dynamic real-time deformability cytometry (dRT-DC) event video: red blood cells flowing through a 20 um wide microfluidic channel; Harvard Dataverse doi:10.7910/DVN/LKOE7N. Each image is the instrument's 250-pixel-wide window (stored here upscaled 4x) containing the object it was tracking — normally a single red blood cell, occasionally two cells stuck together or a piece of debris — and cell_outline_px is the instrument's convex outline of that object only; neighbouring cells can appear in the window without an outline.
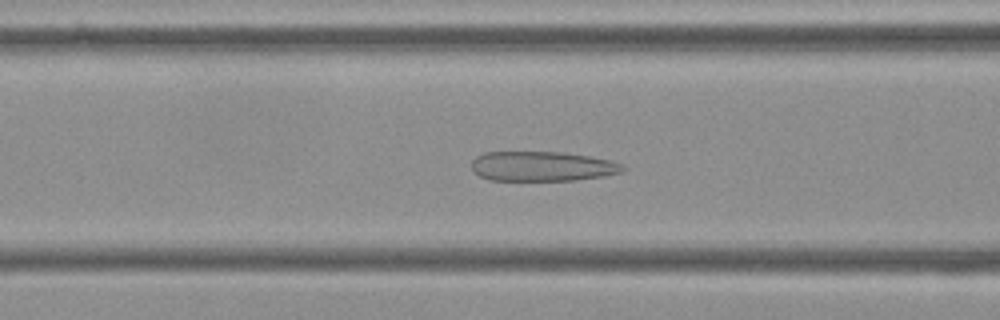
{"species": "Egyptian fruit bat (a non-hibernating species)", "species_latin": "Rousettus aegyptiacus", "temperature_condition": "cold", "stored_images_in_passage": 48, "camera_frame_rate_fps": 3000, "um_per_image_px": 0.085, "frame": {"image": 1, "passage_image": 14, "time_ms": 4.333, "image_size_px": [1000, 320], "cell_outline_px": [[628, 168], [620, 172], [604, 176], [576, 180], [488, 180], [472, 172], [472, 160], [476, 156], [484, 152], [560, 152], [588, 156], [612, 160], [624, 164]], "centroid_in_image_um": [46.09, 14.13], "position_along_channel_um": 120.5, "area_um2": 26.41}}
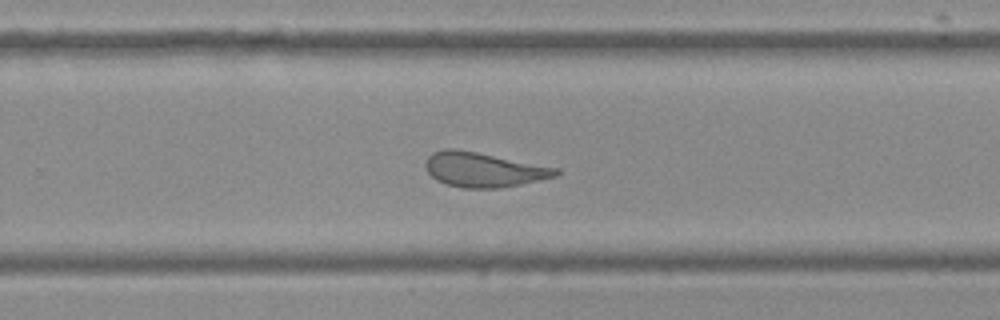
{"frame": {"image": 2, "passage_image": 28, "time_ms": 9.0, "image_size_px": [1000, 320], "cell_outline_px": [[560, 172], [556, 176], [520, 184], [500, 188], [464, 188], [448, 184], [436, 180], [428, 172], [424, 164], [428, 156], [432, 152], [444, 148], [456, 148], [560, 168]], "centroid_in_image_um": [41.09, 14.41], "position_along_channel_um": 288.7, "area_um2": 26.3}}
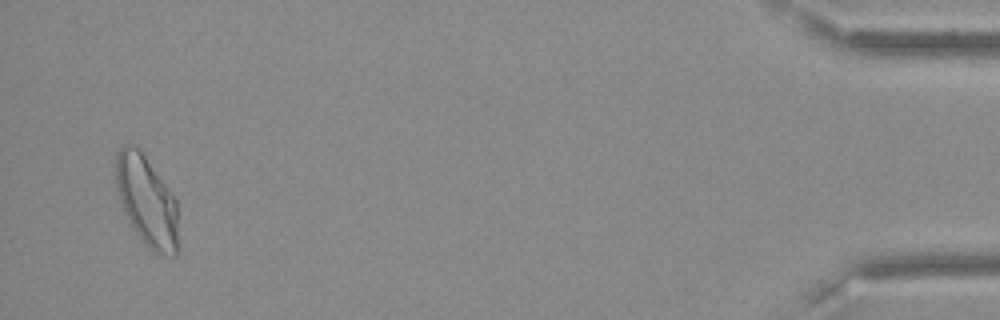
{"frame": {"image": 3, "passage_image": 46, "time_ms": 15.0, "image_size_px": [1000, 320], "cell_outline_px": [[176, 256], [168, 256], [152, 252], [148, 248], [136, 232], [128, 220], [124, 212], [120, 200], [116, 184], [116, 152], [124, 144], [132, 144], [140, 148], [168, 188], [176, 200]], "centroid_in_image_um": [12.44, 17.05], "position_along_channel_um": 422.8, "area_um2": 32.48}, "authors_computed_cell_mechanics": {"area_um2": 27.5995, "velocity_mm_per_s": 3.6081, "shape_relaxation_time_tau1_ms": null, "shape_relaxation_time_tau2_ms": 2.1055, "deformation_change_tau1": null, "deformation_change_tau2": 0.0947}}